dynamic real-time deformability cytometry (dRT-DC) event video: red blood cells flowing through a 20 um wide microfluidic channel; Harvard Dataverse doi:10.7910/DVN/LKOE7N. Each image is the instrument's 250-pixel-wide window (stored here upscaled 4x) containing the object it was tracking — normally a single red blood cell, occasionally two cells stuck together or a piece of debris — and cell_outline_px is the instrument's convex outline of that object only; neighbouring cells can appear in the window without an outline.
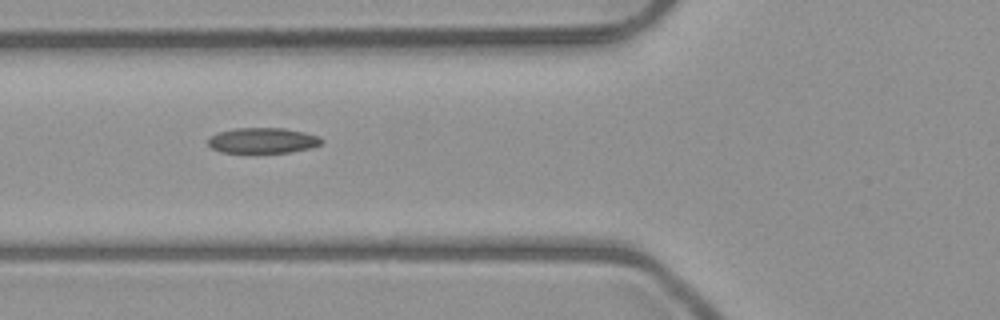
{"species": "common noctule bat (a hibernating species)", "species_latin": "Nyctalus noctula", "temperature_condition": "room temperature", "stored_images_in_passage": 8, "camera_frame_rate_fps": 3000, "um_per_image_px": 0.085, "animal": {"sex": "male", "body_mass_g": 23.1, "forearm_length_mm": 52.7}, "frame": {"image": 1, "passage_image": 5, "time_ms": 5.667, "image_size_px": [1000, 320], "cell_outline_px": [[324, 140], [320, 144], [312, 148], [288, 152], [220, 152], [212, 148], [208, 144], [208, 140], [212, 136], [220, 132], [236, 128], [284, 128], [304, 132], [320, 136]], "centroid_in_image_um": [22.38, 11.94], "position_along_channel_um": 103.4, "area_um2": 16.7}}
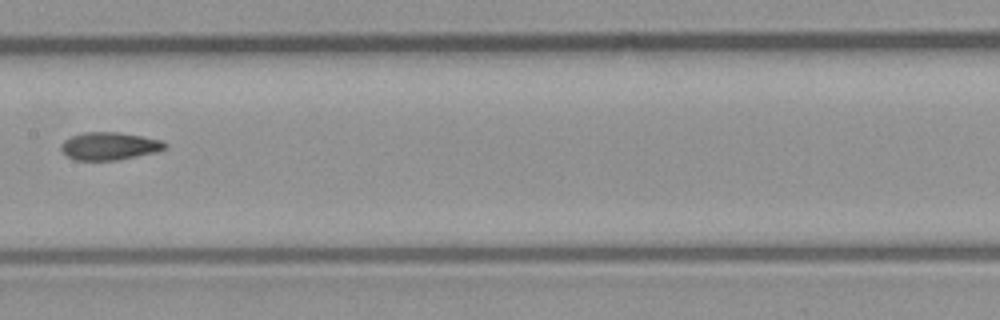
{"frame": {"image": 2, "passage_image": 7, "time_ms": 8.0, "image_size_px": [1000, 320], "cell_outline_px": [[168, 144], [164, 148], [156, 152], [116, 160], [76, 160], [68, 156], [60, 148], [60, 144], [64, 140], [72, 136], [84, 132], [120, 132], [160, 140]], "centroid_in_image_um": [9.27, 12.41], "position_along_channel_um": 198.1, "area_um2": 16.59}}
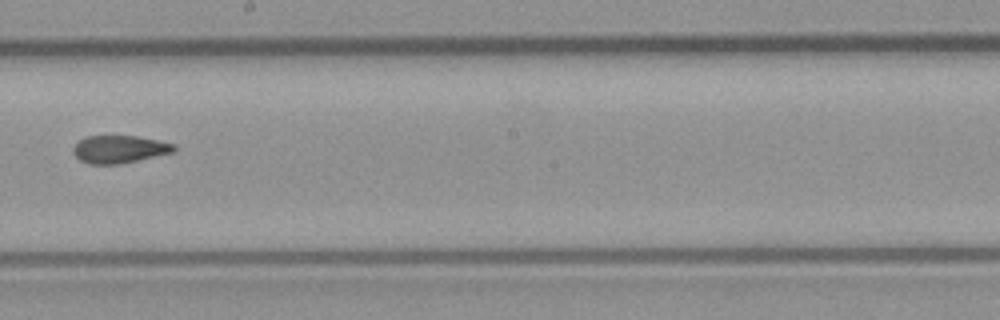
{"frame": {"image": 3, "passage_image": 8, "time_ms": 9.0, "image_size_px": [1000, 320], "cell_outline_px": [[176, 148], [172, 152], [120, 164], [88, 164], [80, 160], [72, 152], [72, 148], [80, 140], [88, 136], [136, 136], [160, 140], [176, 144]], "centroid_in_image_um": [10.14, 12.68], "position_along_channel_um": 238.1, "area_um2": 16.18}}